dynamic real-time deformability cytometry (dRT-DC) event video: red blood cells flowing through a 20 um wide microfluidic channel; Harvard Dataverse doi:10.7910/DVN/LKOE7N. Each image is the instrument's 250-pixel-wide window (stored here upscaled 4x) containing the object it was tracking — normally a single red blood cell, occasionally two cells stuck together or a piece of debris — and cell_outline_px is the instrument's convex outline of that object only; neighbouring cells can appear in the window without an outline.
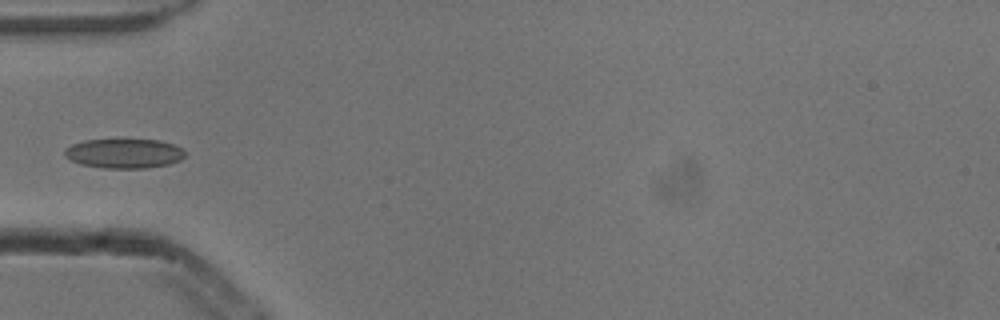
{"species": "common noctule bat (a hibernating species)", "species_latin": "Nyctalus noctula", "temperature_condition": "cold", "stored_images_in_passage": 6, "camera_frame_rate_fps": 3000, "um_per_image_px": 0.085, "animal": {"sex": "male", "body_mass_g": 13.3}, "frame": {"image": 1, "passage_image": 5, "time_ms": 1.333, "image_size_px": [1000, 320], "cell_outline_px": [[184, 156], [180, 160], [168, 164], [144, 168], [104, 168], [80, 164], [64, 156], [64, 148], [72, 144], [84, 140], [160, 140], [172, 144], [180, 148], [184, 152]], "centroid_in_image_um": [10.5, 13.04], "position_along_channel_um": 74.5, "area_um2": 20.52}}
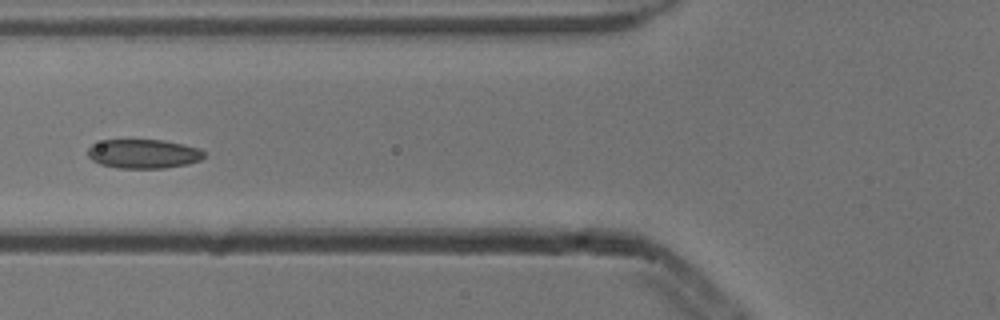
{"frame": {"image": 2, "passage_image": 6, "time_ms": 1.667, "image_size_px": [1000, 320], "cell_outline_px": [[204, 156], [200, 160], [188, 164], [164, 168], [120, 168], [100, 164], [92, 160], [88, 156], [88, 148], [92, 144], [104, 140], [164, 140], [200, 148], [204, 152]], "centroid_in_image_um": [12.2, 13.07], "position_along_channel_um": 113.6, "area_um2": 19.71}}